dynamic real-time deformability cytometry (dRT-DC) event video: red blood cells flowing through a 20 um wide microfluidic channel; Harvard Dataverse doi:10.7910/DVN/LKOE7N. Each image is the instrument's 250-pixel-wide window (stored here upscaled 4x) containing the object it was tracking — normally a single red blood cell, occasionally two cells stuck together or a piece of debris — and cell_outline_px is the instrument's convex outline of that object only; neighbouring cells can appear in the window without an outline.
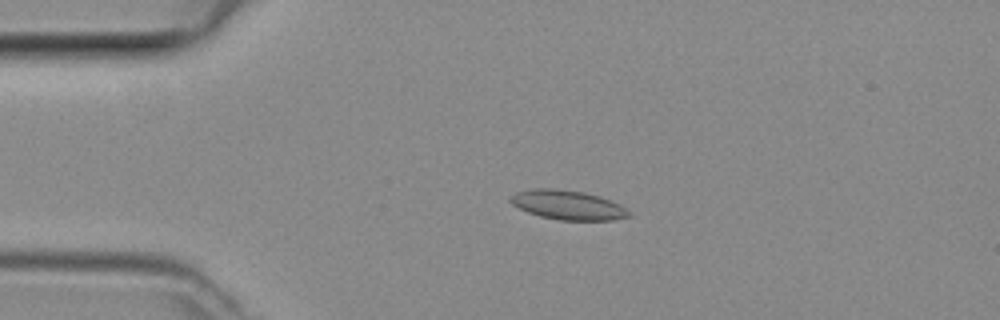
{"species": "common noctule bat (a hibernating species)", "species_latin": "Nyctalus noctula", "temperature_condition": "room temperature", "stored_images_in_passage": 47, "camera_frame_rate_fps": 3000, "um_per_image_px": 0.085, "animal": {"sex": "female", "body_mass_g": 29.2, "forearm_length_mm": 56.3}, "frame": {"image": 1, "passage_image": 10, "time_ms": 3.0, "image_size_px": [1000, 320], "cell_outline_px": [[632, 216], [612, 220], [560, 220], [540, 216], [528, 212], [512, 204], [508, 200], [516, 192], [532, 188], [552, 188], [584, 192], [600, 196], [620, 204]], "centroid_in_image_um": [48.25, 17.42], "position_along_channel_um": 36.7, "area_um2": 20.17}}
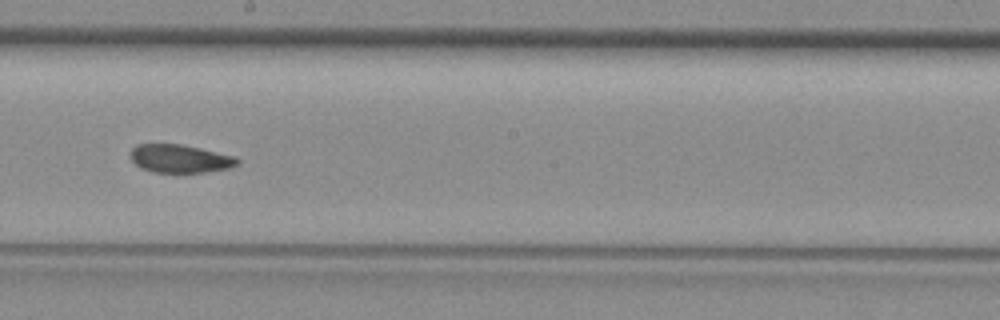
{"frame": {"image": 2, "passage_image": 26, "time_ms": 8.333, "image_size_px": [1000, 320], "cell_outline_px": [[240, 164], [228, 168], [204, 172], [152, 172], [140, 168], [132, 160], [132, 148], [136, 144], [180, 144], [200, 148], [236, 156], [240, 160]], "centroid_in_image_um": [15.33, 13.48], "position_along_channel_um": 232.9, "area_um2": 17.51}}
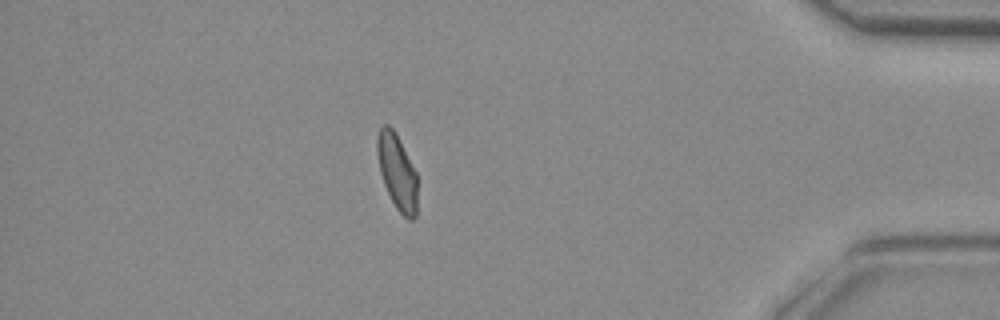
{"frame": {"image": 3, "passage_image": 41, "time_ms": 13.333, "image_size_px": [1000, 320], "cell_outline_px": [[416, 216], [412, 220], [408, 220], [396, 208], [384, 184], [380, 172], [376, 152], [376, 136], [380, 128], [384, 124], [388, 124], [396, 132], [416, 172]], "centroid_in_image_um": [33.73, 14.57], "position_along_channel_um": 401.5, "area_um2": 17.63}}